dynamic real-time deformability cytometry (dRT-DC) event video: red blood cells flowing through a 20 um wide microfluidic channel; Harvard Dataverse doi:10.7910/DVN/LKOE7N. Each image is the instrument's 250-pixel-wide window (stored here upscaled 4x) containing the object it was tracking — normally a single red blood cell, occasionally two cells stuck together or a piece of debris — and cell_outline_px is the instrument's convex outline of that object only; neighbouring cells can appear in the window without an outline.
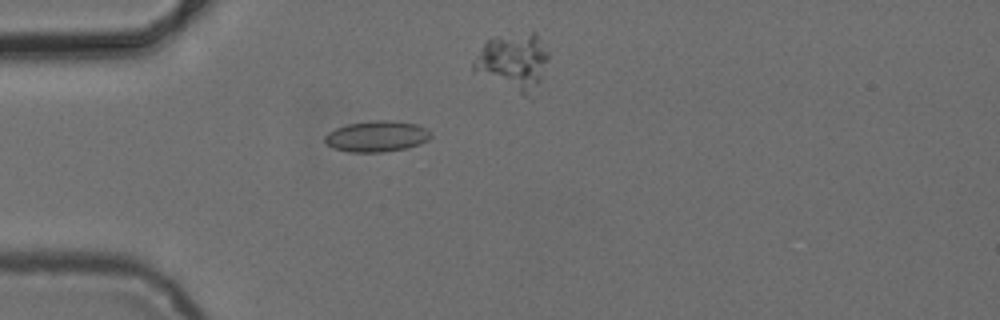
{"species": "common noctule bat (a hibernating species)", "species_latin": "Nyctalus noctula", "temperature_condition": "cold", "stored_images_in_passage": 2, "camera_frame_rate_fps": 3000, "um_per_image_px": 0.085, "animal": {"sex": "female", "body_mass_g": 24.6, "forearm_length_mm": 56.2}, "frame": {"image": 1, "passage_image": 1, "time_ms": 0.0, "image_size_px": [1000, 320], "cell_outline_px": [[432, 136], [428, 140], [420, 144], [408, 148], [384, 152], [348, 152], [332, 148], [324, 140], [324, 136], [328, 132], [336, 128], [348, 124], [372, 120], [392, 120], [416, 124], [432, 132]], "centroid_in_image_um": [32.04, 11.59], "position_along_channel_um": 53.0, "area_um2": 19.31}}